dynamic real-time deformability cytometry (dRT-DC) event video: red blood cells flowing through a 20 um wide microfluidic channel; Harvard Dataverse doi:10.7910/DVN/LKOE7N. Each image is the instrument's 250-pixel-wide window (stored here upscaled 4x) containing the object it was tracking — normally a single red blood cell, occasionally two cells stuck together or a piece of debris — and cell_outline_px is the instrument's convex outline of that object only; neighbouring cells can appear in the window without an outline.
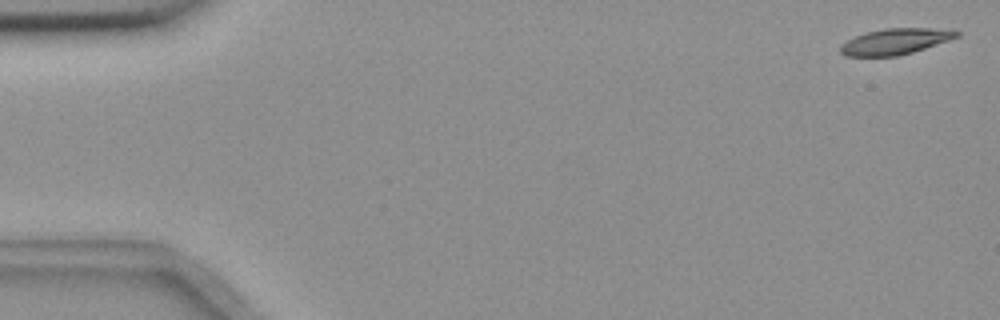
{"species": "common noctule bat (a hibernating species)", "species_latin": "Nyctalus noctula", "temperature_condition": "room temperature", "stored_images_in_passage": 6, "camera_frame_rate_fps": 3000, "um_per_image_px": 0.085, "animal": {"sex": "female", "body_mass_g": 18.4}, "frame": {"image": 1, "passage_image": 1, "time_ms": 0.0, "image_size_px": [1000, 320], "cell_outline_px": [[960, 36], [912, 52], [896, 56], [844, 56], [840, 52], [840, 44], [856, 36], [868, 32], [884, 28], [928, 28], [960, 32]], "centroid_in_image_um": [76.04, 3.53], "position_along_channel_um": 9.0, "area_um2": 17.22}}
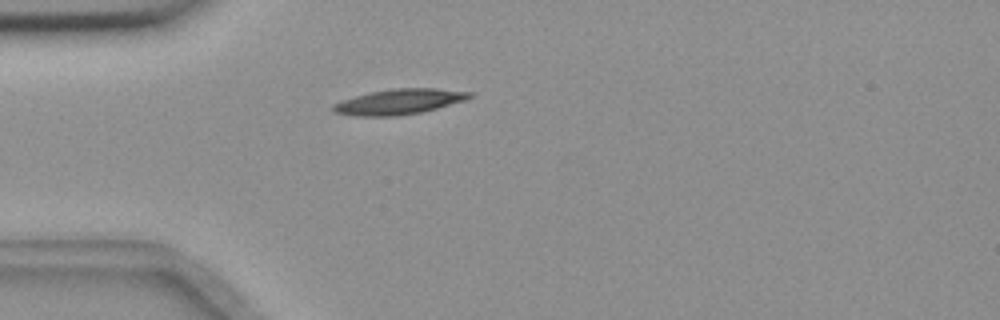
{"frame": {"image": 2, "passage_image": 5, "time_ms": 1.333, "image_size_px": [1000, 320], "cell_outline_px": [[472, 96], [464, 100], [436, 108], [420, 112], [396, 116], [356, 116], [332, 112], [332, 104], [340, 100], [372, 92], [392, 88], [436, 88], [472, 92]], "centroid_in_image_um": [33.87, 8.64], "position_along_channel_um": 51.1, "area_um2": 20.0}}